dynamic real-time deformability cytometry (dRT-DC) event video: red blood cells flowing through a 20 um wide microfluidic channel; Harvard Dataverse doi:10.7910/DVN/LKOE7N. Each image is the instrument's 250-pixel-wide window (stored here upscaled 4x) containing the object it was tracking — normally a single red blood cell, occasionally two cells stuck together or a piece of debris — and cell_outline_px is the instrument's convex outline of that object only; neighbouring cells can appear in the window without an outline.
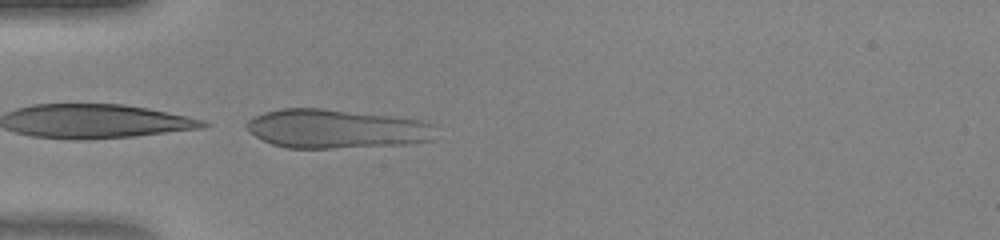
{"species": "human", "species_latin": "Homo sapiens", "temperature_condition": "warm", "stored_images_in_passage": 4, "camera_frame_rate_fps": 3000, "um_per_image_px": 0.085, "donor": {"sex": "female"}, "frame": {"image": 1, "passage_image": 4, "time_ms": 1.0, "image_size_px": [1000, 240], "cell_outline_px": [[440, 124], [436, 140], [404, 144], [332, 148], [288, 148], [272, 144], [256, 136], [244, 124], [252, 116], [264, 112], [280, 108], [320, 108], [392, 116], [420, 120]], "centroid_in_image_um": [28.68, 10.94], "position_along_channel_um": 56.3, "area_um2": 43.47}}